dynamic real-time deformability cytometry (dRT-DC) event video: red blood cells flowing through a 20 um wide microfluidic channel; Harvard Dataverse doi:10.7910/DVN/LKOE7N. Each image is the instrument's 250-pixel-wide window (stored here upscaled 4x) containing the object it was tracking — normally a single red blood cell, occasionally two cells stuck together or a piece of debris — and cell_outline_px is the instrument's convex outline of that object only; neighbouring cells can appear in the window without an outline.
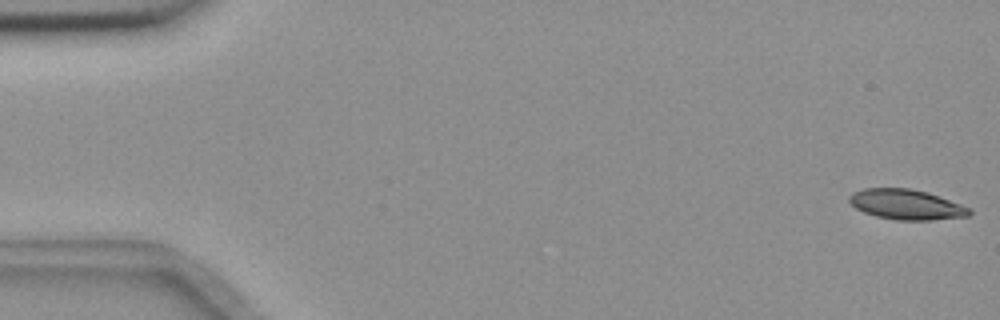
{"species": "common noctule bat (a hibernating species)", "species_latin": "Nyctalus noctula", "temperature_condition": "room temperature", "stored_images_in_passage": 6, "camera_frame_rate_fps": 3000, "um_per_image_px": 0.085, "animal": {"sex": "female", "body_mass_g": 18.4}, "frame": {"image": 1, "passage_image": 1, "time_ms": 0.0, "image_size_px": [1000, 320], "cell_outline_px": [[972, 212], [968, 216], [932, 220], [896, 220], [876, 216], [864, 212], [856, 208], [848, 200], [848, 196], [852, 192], [864, 188], [908, 188], [928, 192], [972, 208]], "centroid_in_image_um": [77.04, 17.38], "position_along_channel_um": 8.0, "area_um2": 21.21}}
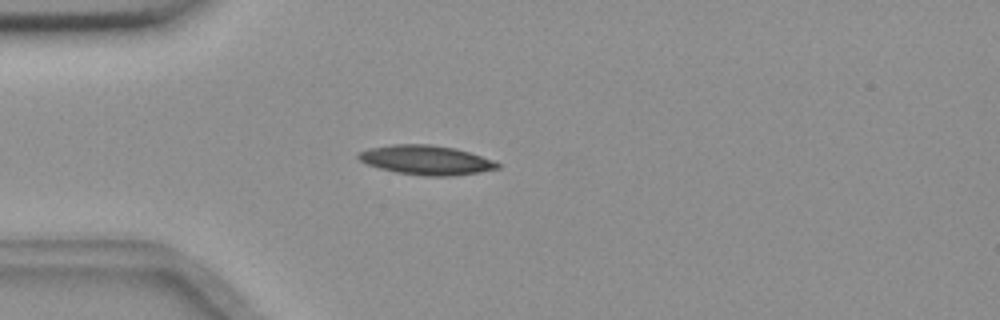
{"frame": {"image": 2, "passage_image": 5, "time_ms": 1.333, "image_size_px": [1000, 320], "cell_outline_px": [[500, 168], [480, 172], [452, 176], [424, 176], [396, 172], [380, 168], [368, 164], [360, 160], [356, 156], [360, 152], [368, 148], [392, 144], [432, 144], [456, 148], [492, 160], [500, 164]], "centroid_in_image_um": [36.22, 13.6], "position_along_channel_um": 48.8, "area_um2": 23.76}}